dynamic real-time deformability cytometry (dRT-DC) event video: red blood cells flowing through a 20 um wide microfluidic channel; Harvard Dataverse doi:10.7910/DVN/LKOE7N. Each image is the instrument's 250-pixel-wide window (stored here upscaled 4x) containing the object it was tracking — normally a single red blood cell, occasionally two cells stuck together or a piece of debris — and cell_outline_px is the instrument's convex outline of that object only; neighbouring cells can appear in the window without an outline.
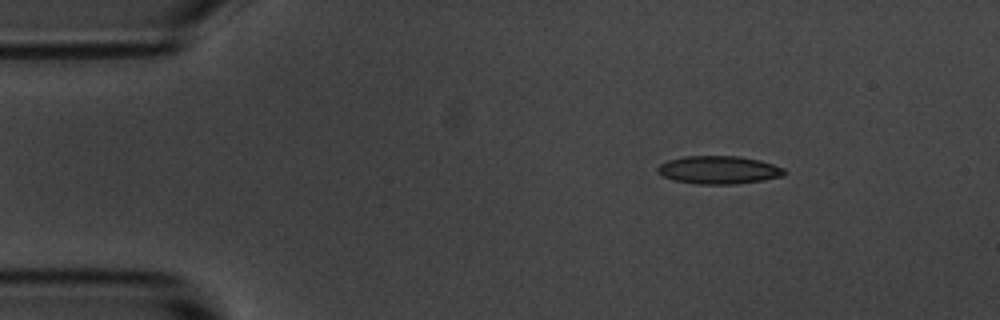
{"species": "common noctule bat (a hibernating species)", "species_latin": "Nyctalus noctula", "temperature_condition": "room temperature", "stored_images_in_passage": 4, "camera_frame_rate_fps": 3000, "um_per_image_px": 0.085, "animal": {"sex": "male", "body_mass_g": 20.1, "forearm_length_mm": 53.5}, "frame": {"image": 1, "passage_image": 2, "time_ms": 1.0, "image_size_px": [1000, 320], "cell_outline_px": [[784, 176], [764, 180], [736, 184], [696, 184], [672, 180], [656, 172], [656, 168], [660, 164], [668, 160], [684, 156], [740, 156], [760, 160], [784, 168]], "centroid_in_image_um": [61.07, 14.44], "position_along_channel_um": 23.9, "area_um2": 20.81}}